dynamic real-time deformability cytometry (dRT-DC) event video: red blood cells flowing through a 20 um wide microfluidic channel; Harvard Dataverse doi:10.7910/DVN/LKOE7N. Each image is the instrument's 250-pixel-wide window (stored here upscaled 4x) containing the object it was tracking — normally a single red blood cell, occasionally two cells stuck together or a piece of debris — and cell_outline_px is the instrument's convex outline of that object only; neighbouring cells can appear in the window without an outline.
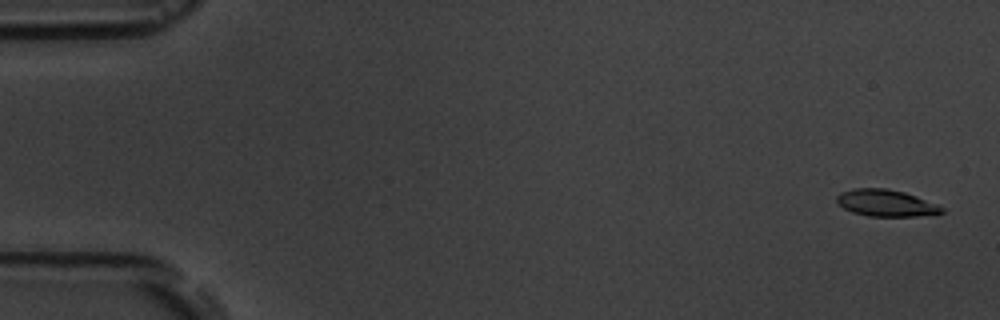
{"species": "common noctule bat (a hibernating species)", "species_latin": "Nyctalus noctula", "temperature_condition": "room temperature", "stored_images_in_passage": 5, "camera_frame_rate_fps": 3000, "um_per_image_px": 0.085, "animal": {"sex": "male", "body_mass_g": 19.5, "forearm_length_mm": 54.6}, "frame": {"image": 1, "passage_image": 1, "time_ms": 0.0, "image_size_px": [1000, 320], "cell_outline_px": [[944, 212], [916, 216], [868, 216], [852, 212], [836, 204], [836, 196], [840, 192], [852, 188], [888, 188], [904, 192], [916, 196], [936, 204], [944, 208]], "centroid_in_image_um": [75.24, 17.24], "position_along_channel_um": 9.8, "area_um2": 16.42}}
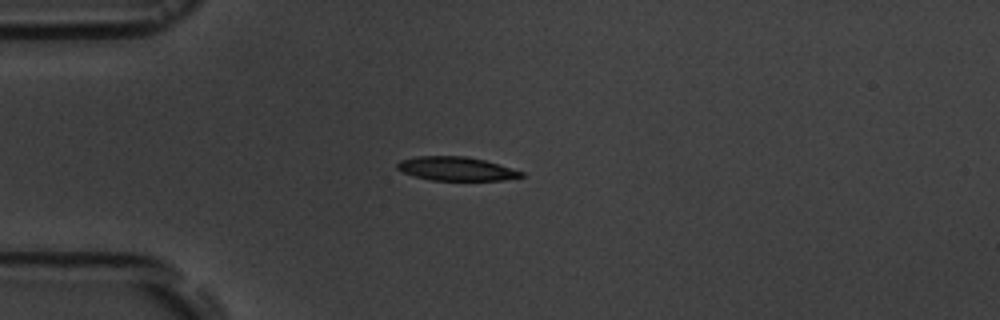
{"frame": {"image": 2, "passage_image": 4, "time_ms": 4.333, "image_size_px": [1000, 320], "cell_outline_px": [[524, 176], [504, 180], [432, 180], [416, 176], [404, 172], [396, 168], [396, 164], [400, 160], [416, 156], [464, 156], [484, 160], [500, 164], [524, 172]], "centroid_in_image_um": [38.79, 14.34], "position_along_channel_um": 46.2, "area_um2": 17.11}}